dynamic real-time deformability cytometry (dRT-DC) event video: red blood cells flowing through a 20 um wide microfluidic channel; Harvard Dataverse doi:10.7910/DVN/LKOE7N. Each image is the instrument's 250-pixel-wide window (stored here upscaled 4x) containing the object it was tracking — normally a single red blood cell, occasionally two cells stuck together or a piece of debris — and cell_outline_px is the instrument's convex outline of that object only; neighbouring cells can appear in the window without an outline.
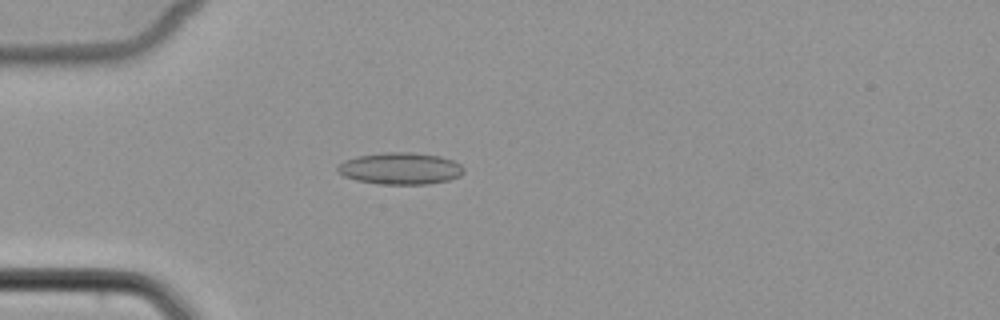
{"species": "common noctule bat (a hibernating species)", "species_latin": "Nyctalus noctula", "temperature_condition": "cold", "stored_images_in_passage": 3, "camera_frame_rate_fps": 3000, "um_per_image_px": 0.085, "animal": {"sex": "female", "body_mass_g": 22.7, "forearm_length_mm": 54.2}, "frame": {"image": 1, "passage_image": 2, "time_ms": 1.333, "image_size_px": [1000, 320], "cell_outline_px": [[464, 172], [460, 176], [448, 180], [428, 184], [380, 184], [356, 180], [344, 176], [336, 168], [336, 164], [344, 160], [356, 156], [384, 152], [412, 152], [440, 156], [452, 160], [460, 164], [464, 168]], "centroid_in_image_um": [34.01, 14.31], "position_along_channel_um": 51.0, "area_um2": 23.52}}